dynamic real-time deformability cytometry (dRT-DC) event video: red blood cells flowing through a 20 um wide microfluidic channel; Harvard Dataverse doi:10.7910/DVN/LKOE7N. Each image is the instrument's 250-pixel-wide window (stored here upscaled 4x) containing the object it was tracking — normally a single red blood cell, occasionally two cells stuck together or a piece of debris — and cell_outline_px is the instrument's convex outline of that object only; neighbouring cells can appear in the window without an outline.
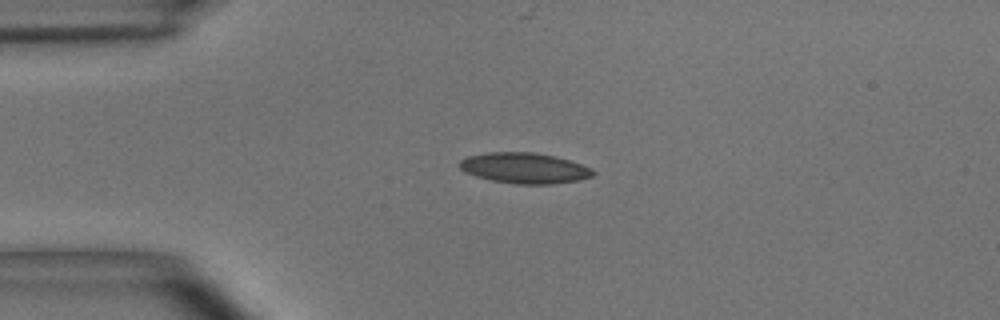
{"species": "common noctule bat (a hibernating species)", "species_latin": "Nyctalus noctula", "temperature_condition": "room temperature", "stored_images_in_passage": 4, "camera_frame_rate_fps": 3000, "um_per_image_px": 0.085, "animal": {"sex": "male", "body_mass_g": 15.6}, "frame": {"image": 1, "passage_image": 3, "time_ms": 0.667, "image_size_px": [1000, 320], "cell_outline_px": [[596, 172], [592, 176], [580, 180], [552, 184], [516, 184], [492, 180], [476, 176], [464, 172], [456, 164], [460, 160], [468, 156], [488, 152], [532, 152], [556, 156], [592, 168]], "centroid_in_image_um": [44.56, 14.28], "position_along_channel_um": 40.4, "area_um2": 23.93}}